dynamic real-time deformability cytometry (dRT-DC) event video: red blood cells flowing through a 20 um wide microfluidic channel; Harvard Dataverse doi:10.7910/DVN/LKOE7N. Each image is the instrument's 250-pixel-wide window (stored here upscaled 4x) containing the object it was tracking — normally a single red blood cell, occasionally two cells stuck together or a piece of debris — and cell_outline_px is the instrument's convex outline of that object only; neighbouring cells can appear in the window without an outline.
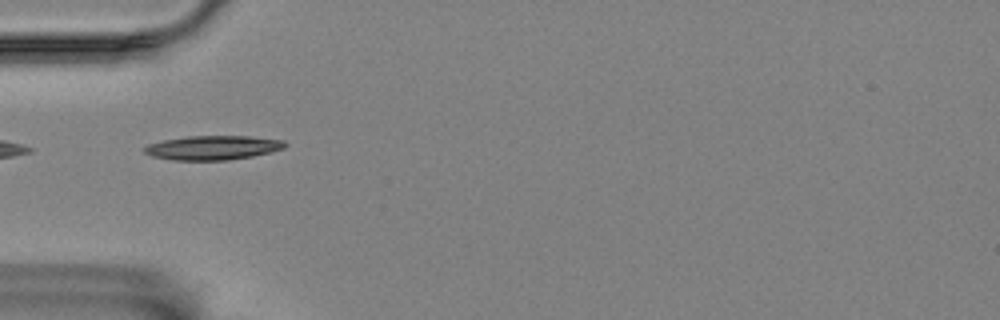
{"species": "Egyptian fruit bat (a non-hibernating species)", "species_latin": "Rousettus aegyptiacus", "temperature_condition": "room temperature", "stored_images_in_passage": 6, "camera_frame_rate_fps": 3000, "um_per_image_px": 0.085, "animal": {"sex": "female"}, "frame": {"image": 1, "passage_image": 1, "time_ms": 0.0, "image_size_px": [1000, 320], "cell_outline_px": [[288, 144], [284, 148], [272, 152], [252, 156], [228, 160], [172, 160], [152, 156], [144, 152], [144, 148], [148, 144], [164, 140], [188, 136], [248, 136], [284, 140]], "centroid_in_image_um": [18.12, 12.55], "position_along_channel_um": 66.9, "area_um2": 19.83}}
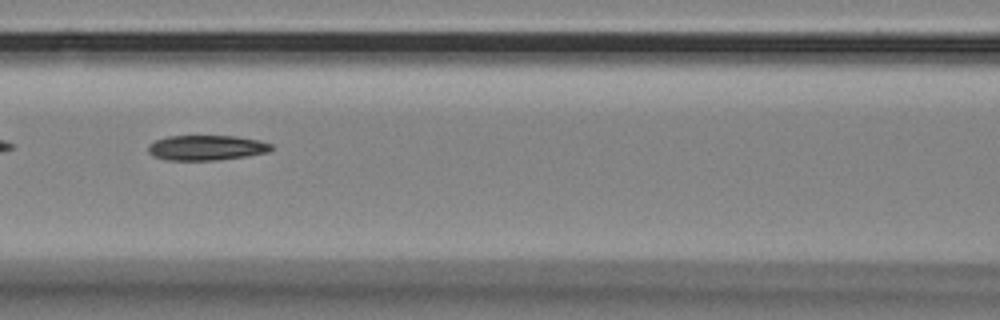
{"frame": {"image": 2, "passage_image": 3, "time_ms": 2.333, "image_size_px": [1000, 320], "cell_outline_px": [[272, 148], [268, 152], [248, 156], [216, 160], [164, 160], [152, 156], [148, 152], [148, 144], [156, 140], [168, 136], [236, 136], [260, 140], [272, 144]], "centroid_in_image_um": [17.53, 12.56], "position_along_channel_um": 149.1, "area_um2": 18.15}}
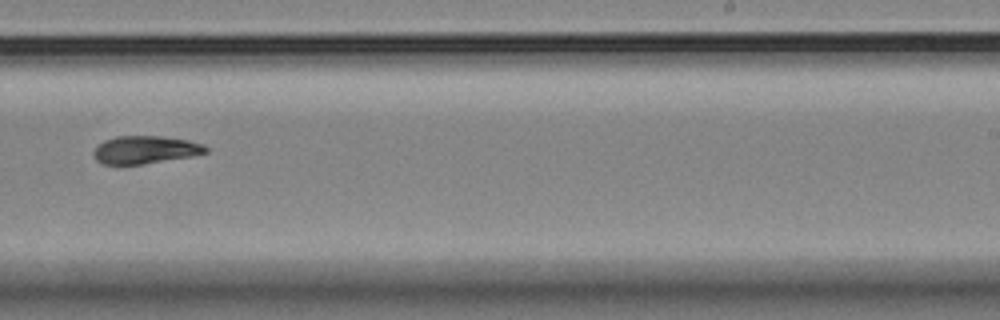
{"frame": {"image": 3, "passage_image": 6, "time_ms": 6.0, "image_size_px": [1000, 320], "cell_outline_px": [[208, 152], [192, 156], [144, 164], [104, 164], [96, 160], [92, 152], [104, 140], [116, 136], [160, 136], [188, 140], [204, 144], [208, 148]], "centroid_in_image_um": [12.36, 12.73], "position_along_channel_um": 276.6, "area_um2": 18.15}}